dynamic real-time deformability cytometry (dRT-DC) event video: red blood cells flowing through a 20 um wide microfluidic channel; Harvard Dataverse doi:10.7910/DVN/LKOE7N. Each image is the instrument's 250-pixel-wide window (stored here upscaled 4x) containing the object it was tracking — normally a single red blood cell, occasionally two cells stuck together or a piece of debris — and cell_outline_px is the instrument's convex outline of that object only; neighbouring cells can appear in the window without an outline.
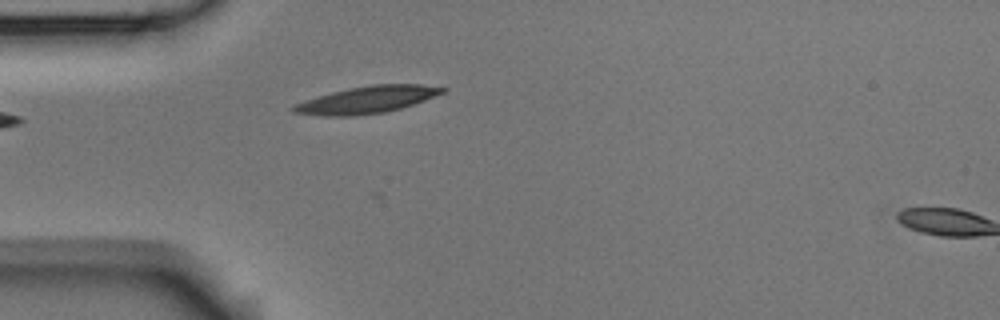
{"species": "Egyptian fruit bat (a non-hibernating species)", "species_latin": "Rousettus aegyptiacus", "temperature_condition": "room temperature", "stored_images_in_passage": 3, "camera_frame_rate_fps": 3000, "um_per_image_px": 0.085, "animal": {"sex": "male"}, "frame": {"image": 1, "passage_image": 1, "time_ms": 0.0, "image_size_px": [1000, 320], "cell_outline_px": [[448, 88], [444, 92], [424, 100], [400, 108], [384, 112], [352, 116], [324, 116], [292, 112], [288, 108], [292, 104], [304, 100], [332, 92], [348, 88], [372, 84], [420, 84]], "centroid_in_image_um": [31.13, 8.48], "position_along_channel_um": 53.9, "area_um2": 23.41}}